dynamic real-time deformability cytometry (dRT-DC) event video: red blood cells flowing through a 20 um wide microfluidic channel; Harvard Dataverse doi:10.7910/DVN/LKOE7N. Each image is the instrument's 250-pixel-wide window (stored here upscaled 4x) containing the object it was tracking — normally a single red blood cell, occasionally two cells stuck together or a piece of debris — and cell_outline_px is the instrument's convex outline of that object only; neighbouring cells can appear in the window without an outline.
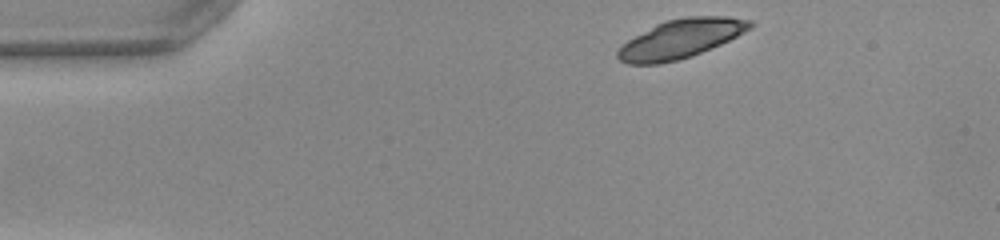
{"species": "common noctule bat (a hibernating species)", "species_latin": "Nyctalus noctula", "temperature_condition": "warm", "stored_images_in_passage": 44, "camera_frame_rate_fps": 3000, "um_per_image_px": 0.085, "animal": {"sex": "female", "body_mass_g": 22.0, "forearm_length_mm": 56.7}, "frame": {"image": 1, "passage_image": 1, "time_ms": 0.0, "image_size_px": [1000, 240], "cell_outline_px": [[756, 24], [752, 28], [720, 44], [692, 56], [660, 64], [628, 64], [620, 60], [616, 56], [616, 52], [628, 40], [656, 24], [664, 20], [688, 16], [728, 16], [752, 20]], "centroid_in_image_um": [57.89, 3.28], "position_along_channel_um": 27.1, "area_um2": 29.88}}